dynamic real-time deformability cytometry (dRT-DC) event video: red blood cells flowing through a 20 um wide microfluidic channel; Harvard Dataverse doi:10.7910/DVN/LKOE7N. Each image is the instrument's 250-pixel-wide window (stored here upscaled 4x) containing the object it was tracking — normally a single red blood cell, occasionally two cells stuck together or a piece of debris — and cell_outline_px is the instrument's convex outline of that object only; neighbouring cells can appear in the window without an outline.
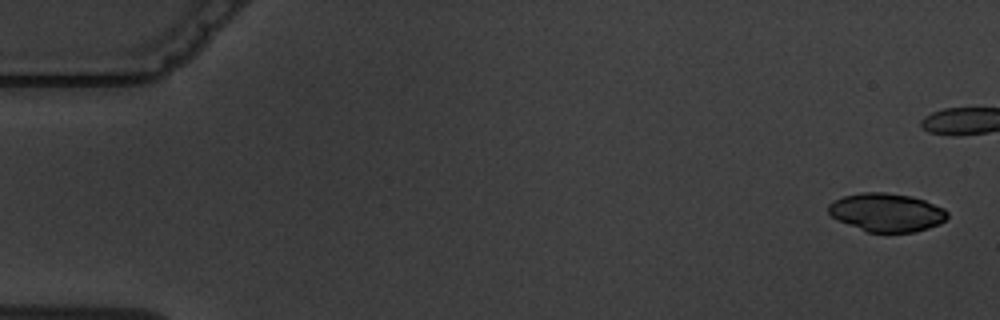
{"species": "common noctule bat (a hibernating species)", "species_latin": "Nyctalus noctula", "temperature_condition": "warm", "stored_images_in_passage": 4, "camera_frame_rate_fps": 3000, "um_per_image_px": 0.085, "animal": {"sex": "male", "body_mass_g": 19.5, "forearm_length_mm": 54.6}, "frame": {"image": 1, "passage_image": 1, "time_ms": 0.0, "image_size_px": [1000, 320], "cell_outline_px": [[948, 216], [940, 224], [916, 232], [868, 232], [848, 224], [832, 216], [828, 212], [828, 204], [844, 196], [860, 192], [884, 192], [912, 196], [924, 200], [944, 208], [948, 212]], "centroid_in_image_um": [75.39, 18.05], "position_along_channel_um": 9.6, "area_um2": 26.47}}